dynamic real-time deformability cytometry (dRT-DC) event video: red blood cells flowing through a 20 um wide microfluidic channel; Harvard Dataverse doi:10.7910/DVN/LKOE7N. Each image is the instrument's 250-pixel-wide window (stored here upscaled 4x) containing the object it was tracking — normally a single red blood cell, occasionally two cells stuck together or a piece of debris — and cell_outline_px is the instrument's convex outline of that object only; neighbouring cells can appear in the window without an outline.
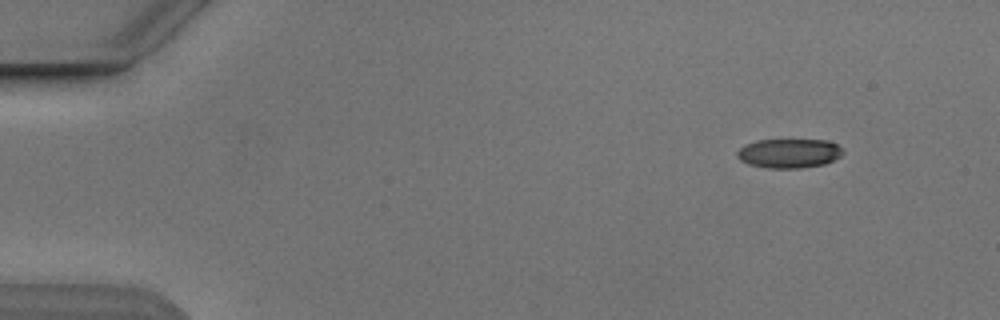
{"species": "Egyptian fruit bat (a non-hibernating species)", "species_latin": "Rousettus aegyptiacus", "temperature_condition": "cold", "stored_images_in_passage": 4, "camera_frame_rate_fps": 3000, "um_per_image_px": 0.085, "animal": {"sex": "male"}, "frame": {"image": 1, "passage_image": 1, "time_ms": 0.0, "image_size_px": [1000, 320], "cell_outline_px": [[844, 152], [840, 156], [824, 164], [800, 168], [768, 168], [748, 164], [740, 160], [736, 156], [736, 152], [744, 144], [756, 140], [828, 140], [836, 144]], "centroid_in_image_um": [67.03, 13.03], "position_along_channel_um": 18.0, "area_um2": 18.03}}
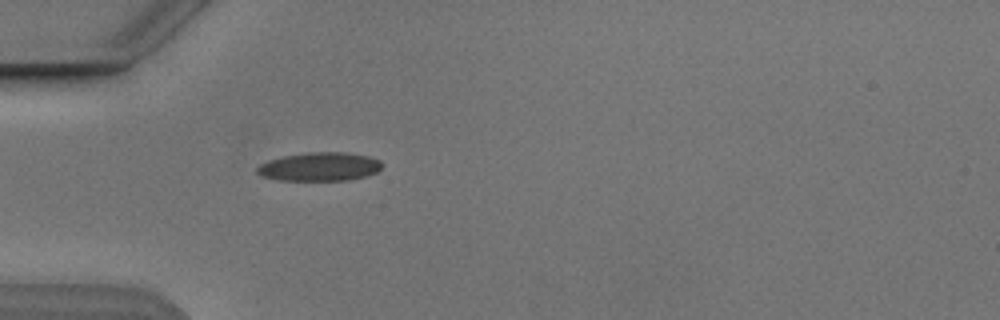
{"frame": {"image": 2, "passage_image": 4, "time_ms": 3.667, "image_size_px": [1000, 320], "cell_outline_px": [[380, 168], [376, 172], [364, 176], [348, 180], [280, 180], [264, 176], [256, 172], [256, 168], [260, 164], [268, 160], [284, 156], [308, 152], [344, 152], [368, 156], [380, 160]], "centroid_in_image_um": [27.14, 14.16], "position_along_channel_um": 57.9, "area_um2": 20.58}}